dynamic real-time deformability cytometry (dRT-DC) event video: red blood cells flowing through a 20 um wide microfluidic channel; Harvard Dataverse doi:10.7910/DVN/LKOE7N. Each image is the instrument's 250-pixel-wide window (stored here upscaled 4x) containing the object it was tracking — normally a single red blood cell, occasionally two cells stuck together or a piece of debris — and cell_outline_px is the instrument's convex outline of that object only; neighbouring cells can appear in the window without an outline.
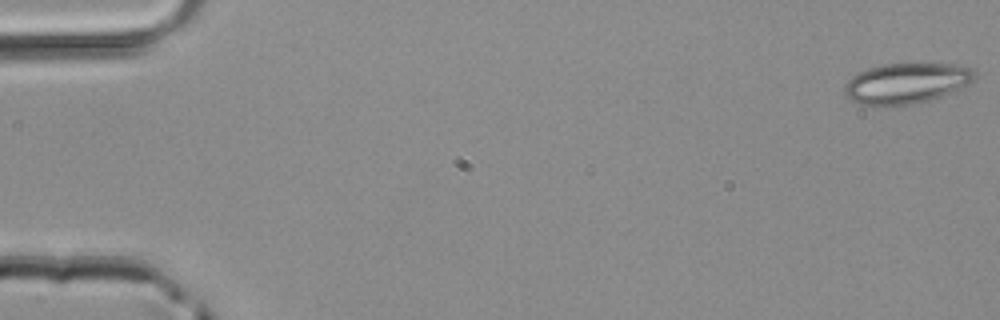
{"species": "common noctule bat (a hibernating species)", "species_latin": "Nyctalus noctula", "temperature_condition": "room temperature", "stored_images_in_passage": 47, "camera_frame_rate_fps": 3000, "um_per_image_px": 0.085, "animal": {"sex": "male", "body_mass_g": 20.4}, "frame": {"image": 1, "passage_image": 1, "time_ms": 0.0, "image_size_px": [1000, 320], "cell_outline_px": [[976, 80], [956, 92], [932, 100], [912, 104], [888, 108], [860, 104], [852, 100], [844, 92], [844, 84], [852, 76], [868, 68], [884, 64], [956, 64], [968, 68], [976, 72]], "centroid_in_image_um": [77.07, 7.11], "position_along_channel_um": 7.9, "area_um2": 31.44}}
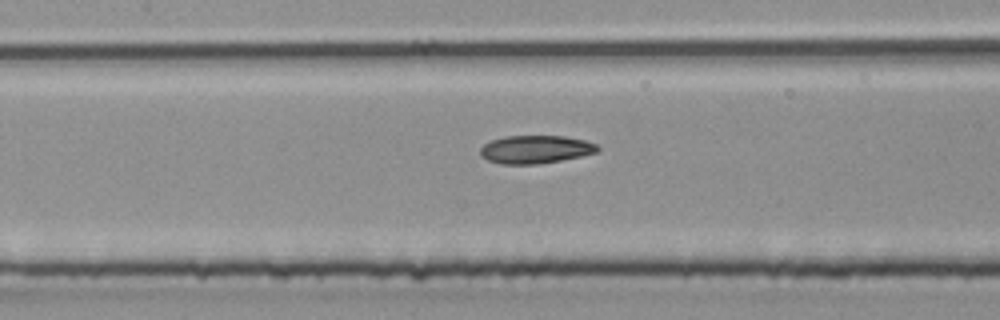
{"frame": {"image": 2, "passage_image": 22, "time_ms": 7.0, "image_size_px": [1000, 320], "cell_outline_px": [[600, 148], [596, 152], [580, 156], [560, 160], [536, 164], [500, 164], [488, 160], [480, 156], [480, 148], [484, 144], [492, 140], [504, 136], [564, 136], [584, 140], [596, 144]], "centroid_in_image_um": [45.48, 12.69], "position_along_channel_um": 161.9, "area_um2": 19.07}}
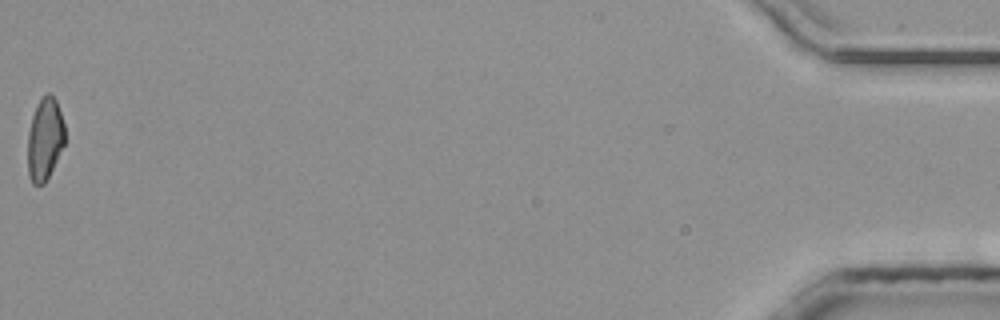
{"frame": {"image": 3, "passage_image": 47, "time_ms": 15.333, "image_size_px": [1000, 320], "cell_outline_px": [[64, 144], [44, 184], [32, 184], [28, 172], [28, 132], [32, 116], [40, 100], [48, 92], [56, 100], [64, 124]], "centroid_in_image_um": [3.8, 11.83], "position_along_channel_um": 431.4, "area_um2": 17.4}}